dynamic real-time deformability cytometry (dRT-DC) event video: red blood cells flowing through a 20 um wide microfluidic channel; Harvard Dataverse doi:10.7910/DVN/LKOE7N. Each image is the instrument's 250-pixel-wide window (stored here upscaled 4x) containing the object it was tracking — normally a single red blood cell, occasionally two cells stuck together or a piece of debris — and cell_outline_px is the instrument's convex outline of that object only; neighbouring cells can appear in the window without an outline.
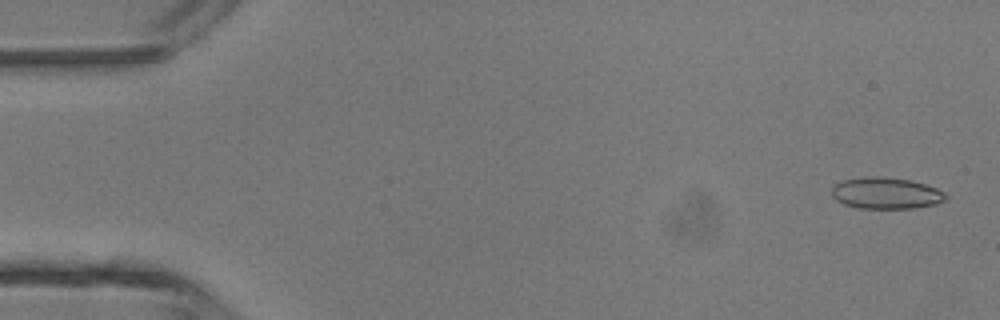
{"species": "common noctule bat (a hibernating species)", "species_latin": "Nyctalus noctula", "temperature_condition": "room temperature", "stored_images_in_passage": 45, "camera_frame_rate_fps": 3000, "um_per_image_px": 0.085, "animal": {"sex": "male", "body_mass_g": 13.3}, "frame": {"image": 1, "passage_image": 1, "time_ms": 0.0, "image_size_px": [1000, 320], "cell_outline_px": [[948, 196], [944, 200], [936, 204], [912, 208], [856, 208], [844, 204], [836, 200], [832, 196], [832, 188], [836, 184], [844, 180], [864, 176], [880, 176], [912, 180], [936, 188], [944, 192]], "centroid_in_image_um": [75.3, 16.41], "position_along_channel_um": 9.7, "area_um2": 20.92}}
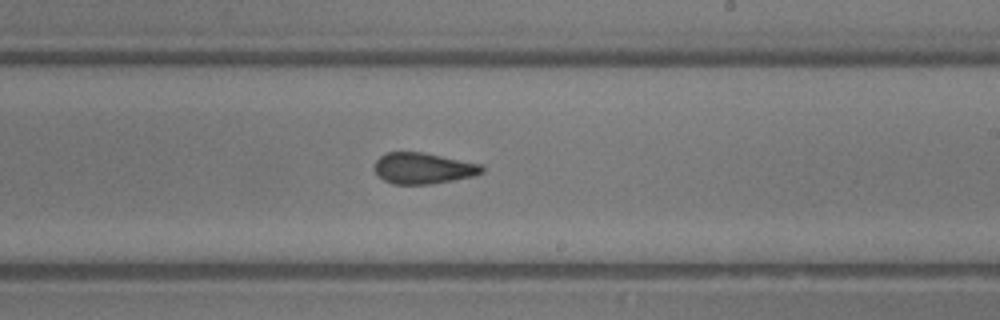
{"frame": {"image": 2, "passage_image": 26, "time_ms": 8.333, "image_size_px": [1000, 320], "cell_outline_px": [[484, 172], [472, 176], [432, 184], [392, 184], [384, 180], [372, 168], [376, 160], [384, 152], [424, 152], [484, 164]], "centroid_in_image_um": [35.98, 14.29], "position_along_channel_um": 253.0, "area_um2": 19.71}}
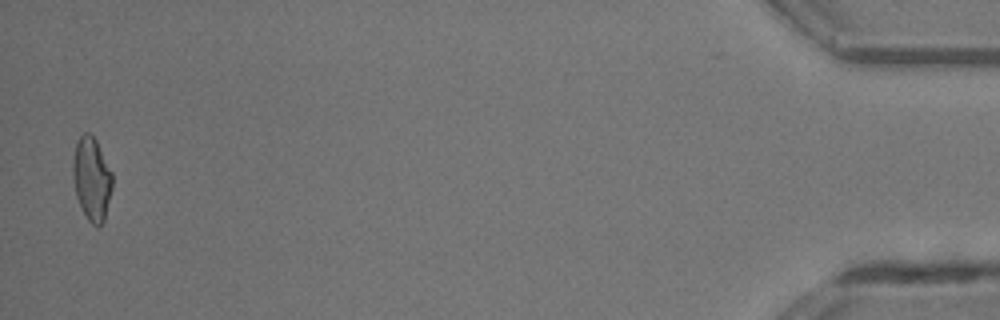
{"frame": {"image": 3, "passage_image": 44, "time_ms": 14.333, "image_size_px": [1000, 320], "cell_outline_px": [[112, 188], [104, 220], [96, 228], [88, 220], [76, 196], [72, 176], [72, 160], [76, 144], [80, 136], [84, 132], [88, 132], [96, 140], [112, 172]], "centroid_in_image_um": [7.78, 15.19], "position_along_channel_um": 427.4, "area_um2": 19.07}, "authors_computed_cell_mechanics": {"area_um2": 20.0566, "velocity_mm_per_s": 4.5146, "shape_relaxation_time_tau1_ms": null, "shape_relaxation_time_tau2_ms": 1.7447, "deformation_change_tau1": null, "deformation_change_tau2": 0.0775}}